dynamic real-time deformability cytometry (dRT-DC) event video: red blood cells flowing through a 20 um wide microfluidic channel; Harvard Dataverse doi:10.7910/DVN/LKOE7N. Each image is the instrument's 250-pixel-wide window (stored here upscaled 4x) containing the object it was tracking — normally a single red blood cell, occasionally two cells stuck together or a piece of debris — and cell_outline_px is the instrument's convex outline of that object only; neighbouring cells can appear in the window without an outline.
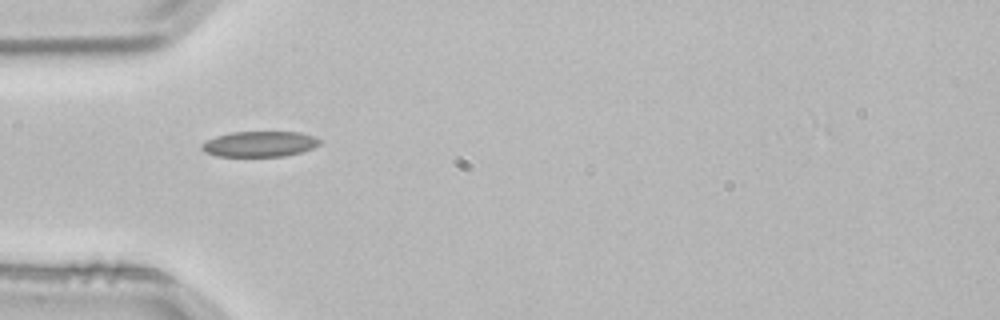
{"species": "common noctule bat (a hibernating species)", "species_latin": "Nyctalus noctula", "temperature_condition": "room temperature", "stored_images_in_passage": 2, "camera_frame_rate_fps": 3000, "um_per_image_px": 0.085, "animal": {"sex": "male", "body_mass_g": 21.5, "forearm_length_mm": 52.0}, "frame": {"image": 1, "passage_image": 2, "time_ms": 0.333, "image_size_px": [1000, 320], "cell_outline_px": [[320, 144], [312, 148], [300, 152], [284, 156], [216, 156], [204, 152], [200, 148], [200, 144], [216, 136], [232, 132], [300, 132], [316, 136], [320, 140]], "centroid_in_image_um": [22.06, 12.24], "position_along_channel_um": 62.9, "area_um2": 17.57}}